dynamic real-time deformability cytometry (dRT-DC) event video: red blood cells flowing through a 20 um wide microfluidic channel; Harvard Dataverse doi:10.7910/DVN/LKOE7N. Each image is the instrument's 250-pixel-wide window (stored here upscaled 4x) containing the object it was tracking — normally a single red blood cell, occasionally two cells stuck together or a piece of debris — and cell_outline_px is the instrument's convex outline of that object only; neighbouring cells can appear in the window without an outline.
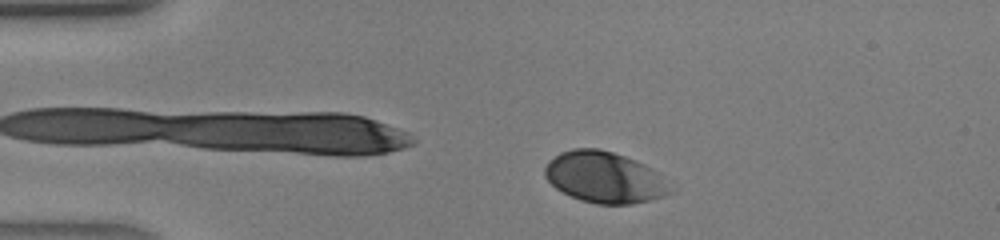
{"species": "human", "species_latin": "Homo sapiens", "temperature_condition": "warm", "stored_images_in_passage": 36, "camera_frame_rate_fps": 3000, "um_per_image_px": 0.085, "donor": {"sex": "male"}, "frame": {"image": 1, "passage_image": 3, "time_ms": 0.667, "image_size_px": [1000, 240], "cell_outline_px": [[672, 192], [664, 196], [632, 204], [596, 204], [580, 200], [556, 188], [544, 176], [544, 168], [548, 160], [560, 152], [572, 148], [600, 148], [636, 160], [652, 168], [656, 172]], "centroid_in_image_um": [51.32, 15.06], "position_along_channel_um": 33.7, "area_um2": 37.11}}
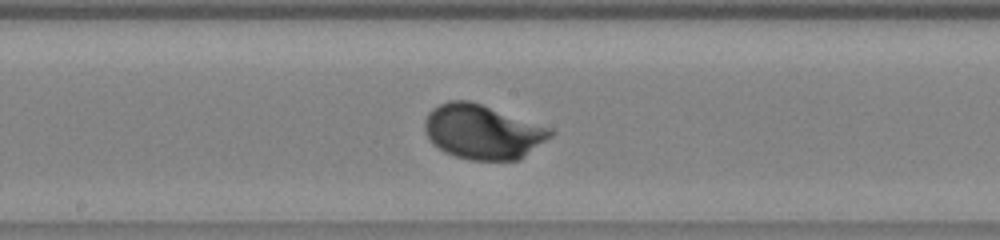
{"frame": {"image": 2, "passage_image": 17, "time_ms": 5.333, "image_size_px": [1000, 240], "cell_outline_px": [[556, 132], [552, 136], [520, 160], [472, 160], [456, 156], [444, 152], [428, 136], [424, 128], [424, 120], [428, 112], [432, 108], [448, 100], [468, 100], [552, 128]], "centroid_in_image_um": [41.05, 11.2], "position_along_channel_um": 207.2, "area_um2": 39.71}}
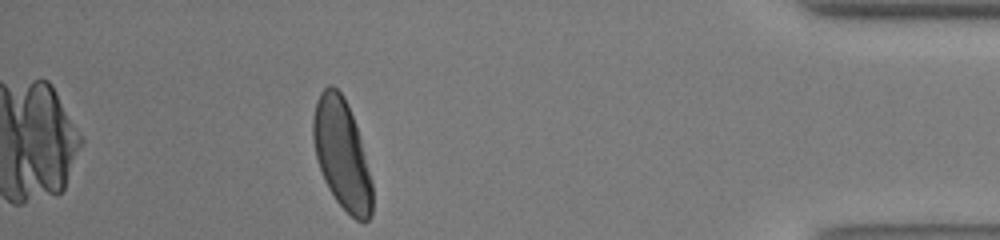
{"frame": {"image": 3, "passage_image": 32, "time_ms": 10.333, "image_size_px": [1000, 240], "cell_outline_px": [[372, 216], [364, 224], [356, 220], [336, 200], [328, 188], [324, 180], [316, 156], [312, 136], [312, 120], [316, 100], [320, 92], [328, 84], [332, 84], [344, 96], [348, 104], [356, 124], [360, 136], [372, 180]], "centroid_in_image_um": [29.06, 13.09], "position_along_channel_um": 406.1, "area_um2": 38.15}}